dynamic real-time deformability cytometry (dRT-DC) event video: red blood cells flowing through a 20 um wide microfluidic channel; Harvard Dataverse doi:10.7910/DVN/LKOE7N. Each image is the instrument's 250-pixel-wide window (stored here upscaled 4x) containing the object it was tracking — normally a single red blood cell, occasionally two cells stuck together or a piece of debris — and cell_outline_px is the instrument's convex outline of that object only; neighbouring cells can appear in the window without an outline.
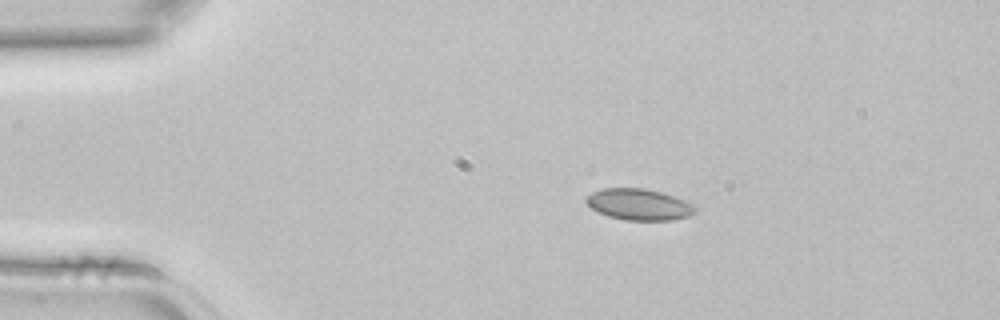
{"species": "common noctule bat (a hibernating species)", "species_latin": "Nyctalus noctula", "temperature_condition": "room temperature", "stored_images_in_passage": 3, "camera_frame_rate_fps": 3000, "um_per_image_px": 0.085, "animal": {"sex": "female", "body_mass_g": 22.7, "forearm_length_mm": 54.2}, "frame": {"image": 1, "passage_image": 2, "time_ms": 0.333, "image_size_px": [1000, 320], "cell_outline_px": [[696, 212], [688, 216], [672, 220], [624, 220], [608, 216], [592, 208], [584, 200], [592, 192], [604, 188], [644, 188], [660, 192], [684, 200], [692, 204], [696, 208]], "centroid_in_image_um": [54.31, 17.38], "position_along_channel_um": 30.7, "area_um2": 19.65}}